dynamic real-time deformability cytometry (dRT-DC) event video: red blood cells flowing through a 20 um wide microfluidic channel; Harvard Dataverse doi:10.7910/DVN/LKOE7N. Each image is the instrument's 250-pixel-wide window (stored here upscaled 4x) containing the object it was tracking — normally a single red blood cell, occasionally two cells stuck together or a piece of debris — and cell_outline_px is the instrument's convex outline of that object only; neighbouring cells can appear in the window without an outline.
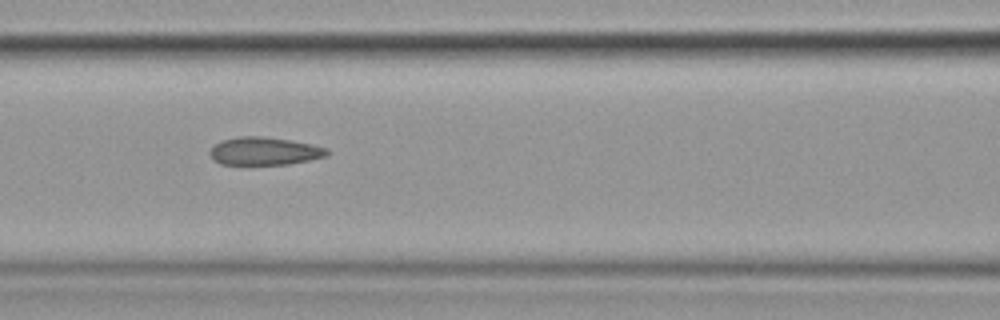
{"species": "common noctule bat (a hibernating species)", "species_latin": "Nyctalus noctula", "temperature_condition": "cold", "stored_images_in_passage": 11, "camera_frame_rate_fps": 3000, "um_per_image_px": 0.085, "animal": {"sex": "female", "body_mass_g": 19.9}, "frame": {"image": 1, "passage_image": 7, "time_ms": 8.0, "image_size_px": [1000, 320], "cell_outline_px": [[332, 152], [328, 156], [288, 164], [220, 164], [212, 160], [208, 152], [216, 144], [224, 140], [240, 136], [264, 136], [292, 140], [312, 144], [328, 148]], "centroid_in_image_um": [22.52, 12.84], "position_along_channel_um": 144.1, "area_um2": 19.19}}
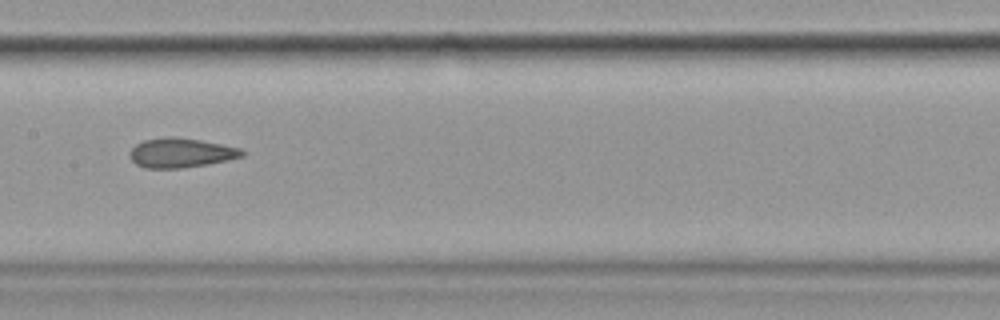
{"frame": {"image": 2, "passage_image": 8, "time_ms": 9.333, "image_size_px": [1000, 320], "cell_outline_px": [[244, 156], [228, 160], [208, 164], [180, 168], [144, 168], [136, 164], [128, 156], [128, 152], [136, 144], [144, 140], [164, 136], [176, 136], [200, 140], [240, 148], [244, 152]], "centroid_in_image_um": [15.34, 12.98], "position_along_channel_um": 192.1, "area_um2": 19.42}}
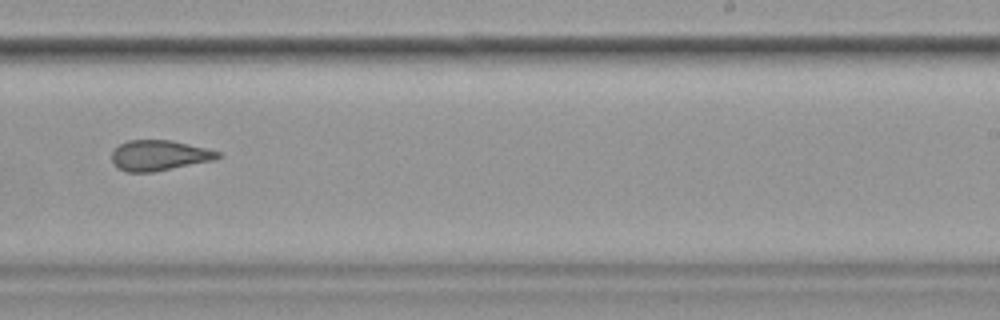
{"frame": {"image": 3, "passage_image": 10, "time_ms": 11.667, "image_size_px": [1000, 320], "cell_outline_px": [[224, 156], [216, 160], [152, 172], [128, 172], [116, 168], [112, 164], [112, 152], [120, 144], [128, 140], [172, 140], [220, 152]], "centroid_in_image_um": [13.53, 13.22], "position_along_channel_um": 275.5, "area_um2": 18.9}}